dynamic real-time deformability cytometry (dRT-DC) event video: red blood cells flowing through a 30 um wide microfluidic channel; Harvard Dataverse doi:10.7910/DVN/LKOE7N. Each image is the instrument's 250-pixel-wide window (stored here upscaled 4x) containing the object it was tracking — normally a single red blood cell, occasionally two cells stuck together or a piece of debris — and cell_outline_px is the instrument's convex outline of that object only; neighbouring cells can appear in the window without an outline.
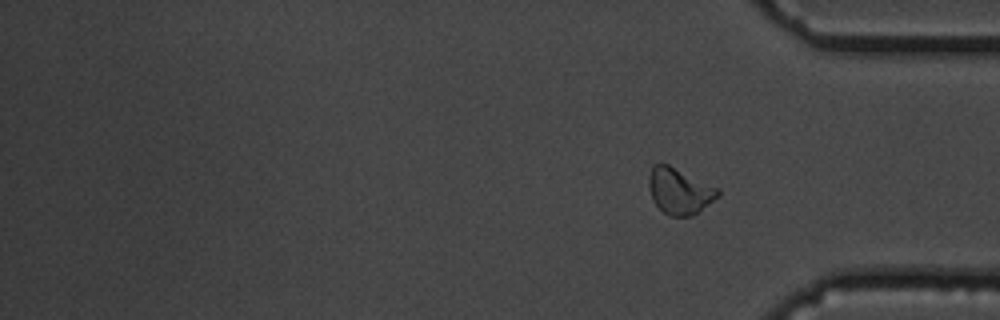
{"species": "common noctule bat (a hibernating species)", "species_latin": "Nyctalus noctula", "temperature_condition": "cold", "stored_images_in_passage": 16, "segment_of_instrument_passage": [2, 2], "camera_frame_rate_fps": 3000, "um_per_image_px": 0.085, "animal": {"sex": "male", "body_mass_g": 19.5, "forearm_length_mm": 54.6}, "frame": {"image": 1, "passage_image": 16, "time_ms": 18.667, "image_size_px": [1000, 320], "cell_outline_px": [[720, 196], [700, 212], [692, 216], [668, 216], [652, 200], [648, 184], [648, 176], [652, 164], [660, 160], [720, 188]], "centroid_in_image_um": [57.76, 16.21], "position_along_channel_um": 377.4, "area_um2": 19.19}}